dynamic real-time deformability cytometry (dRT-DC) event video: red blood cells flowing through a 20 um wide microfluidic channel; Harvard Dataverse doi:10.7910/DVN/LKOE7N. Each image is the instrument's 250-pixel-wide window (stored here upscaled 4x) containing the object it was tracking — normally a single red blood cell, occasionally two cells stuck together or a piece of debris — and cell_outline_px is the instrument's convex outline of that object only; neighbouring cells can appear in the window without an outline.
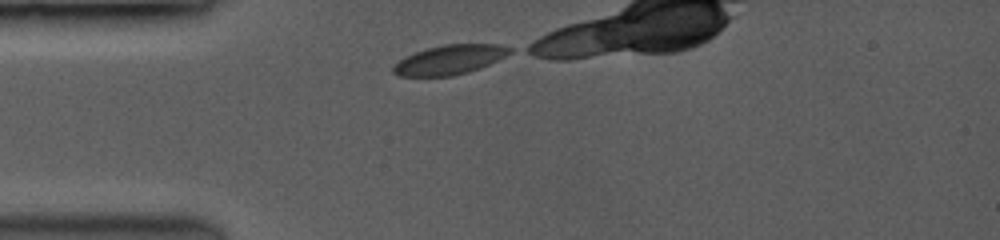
{"species": "common noctule bat (a hibernating species)", "species_latin": "Nyctalus noctula", "temperature_condition": "room temperature", "stored_images_in_passage": 9, "camera_frame_rate_fps": 3500, "um_per_image_px": 0.085, "animal": {"sex": "female", "body_mass_g": 19.0, "forearm_length_mm": 53.3}, "frame": {"image": 1, "passage_image": 1, "time_ms": 0.0, "image_size_px": [1000, 240], "cell_outline_px": [[512, 52], [488, 64], [464, 72], [448, 76], [400, 76], [392, 72], [392, 68], [400, 60], [416, 52], [428, 48], [444, 44], [500, 44], [512, 48]], "centroid_in_image_um": [38.21, 5.06], "position_along_channel_um": 46.8, "area_um2": 19.42}}
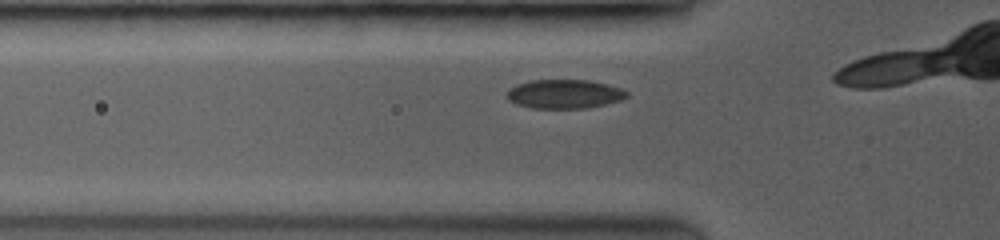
{"frame": {"image": 2, "passage_image": 4, "time_ms": 1.143, "image_size_px": [1000, 240], "cell_outline_px": [[628, 96], [620, 100], [604, 104], [584, 108], [532, 108], [516, 104], [508, 100], [508, 92], [516, 84], [532, 80], [588, 80], [620, 88], [628, 92]], "centroid_in_image_um": [47.96, 7.99], "position_along_channel_um": 77.8, "area_um2": 19.94}}
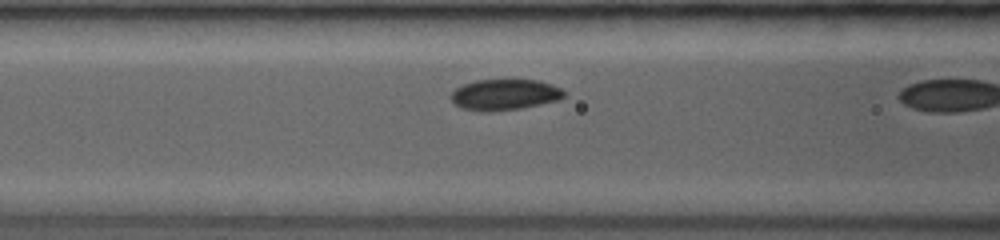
{"frame": {"image": 3, "passage_image": 8, "time_ms": 2.286, "image_size_px": [1000, 240], "cell_outline_px": [[564, 96], [556, 100], [520, 108], [464, 108], [456, 104], [452, 100], [452, 92], [456, 88], [464, 84], [476, 80], [536, 80], [560, 88], [564, 92]], "centroid_in_image_um": [42.91, 7.98], "position_along_channel_um": 123.7, "area_um2": 18.96}}